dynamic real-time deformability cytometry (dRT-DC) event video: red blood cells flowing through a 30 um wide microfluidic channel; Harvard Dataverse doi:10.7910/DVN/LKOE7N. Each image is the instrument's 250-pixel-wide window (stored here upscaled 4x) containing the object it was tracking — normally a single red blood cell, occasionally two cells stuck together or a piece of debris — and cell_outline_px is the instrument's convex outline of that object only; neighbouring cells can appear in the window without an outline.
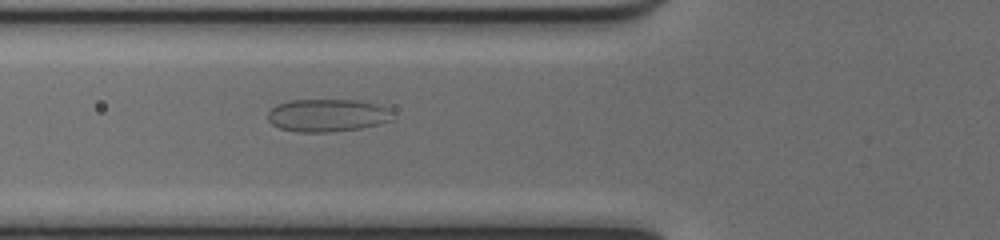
{"species": "common noctule bat (a hibernating species)", "species_latin": "Nyctalus noctula", "temperature_condition": "cold", "stored_images_in_passage": 37, "camera_frame_rate_fps": 3000, "um_per_image_px": 0.085, "animal": {"sex": "female", "body_mass_g": 17.0, "forearm_length_mm": 48.0}, "frame": {"image": 1, "passage_image": 4, "time_ms": 1.0, "image_size_px": [1000, 240], "cell_outline_px": [[392, 120], [360, 128], [332, 132], [296, 132], [280, 128], [272, 124], [268, 120], [268, 112], [276, 104], [288, 100], [356, 100], [376, 104], [388, 108]], "centroid_in_image_um": [27.77, 9.8], "position_along_channel_um": 98.0, "area_um2": 23.7}}
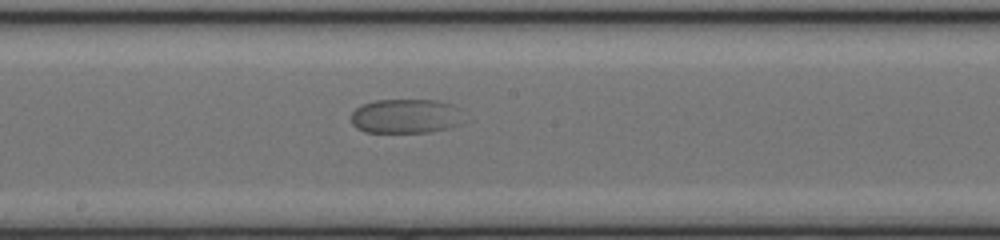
{"frame": {"image": 2, "passage_image": 13, "time_ms": 4.0, "image_size_px": [1000, 240], "cell_outline_px": [[460, 124], [448, 128], [428, 132], [364, 132], [356, 128], [352, 124], [352, 112], [356, 108], [364, 104], [376, 100], [436, 100], [452, 104], [456, 108]], "centroid_in_image_um": [34.41, 9.88], "position_along_channel_um": 213.8, "area_um2": 22.2}}
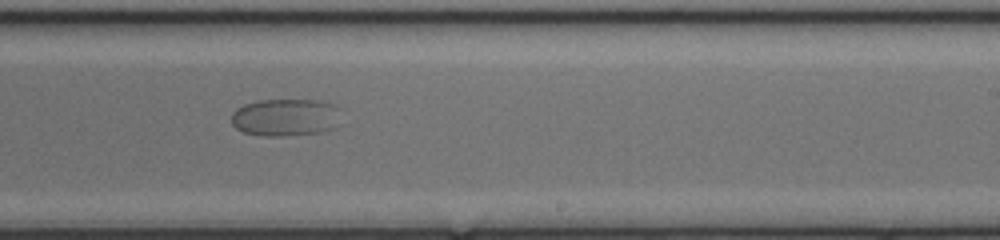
{"frame": {"image": 3, "passage_image": 17, "time_ms": 5.333, "image_size_px": [1000, 240], "cell_outline_px": [[340, 108], [332, 128], [320, 132], [284, 136], [260, 136], [244, 132], [236, 128], [232, 124], [232, 112], [236, 108], [244, 104], [260, 100], [320, 100], [332, 104]], "centroid_in_image_um": [24.2, 9.97], "position_along_channel_um": 264.8, "area_um2": 23.76}}